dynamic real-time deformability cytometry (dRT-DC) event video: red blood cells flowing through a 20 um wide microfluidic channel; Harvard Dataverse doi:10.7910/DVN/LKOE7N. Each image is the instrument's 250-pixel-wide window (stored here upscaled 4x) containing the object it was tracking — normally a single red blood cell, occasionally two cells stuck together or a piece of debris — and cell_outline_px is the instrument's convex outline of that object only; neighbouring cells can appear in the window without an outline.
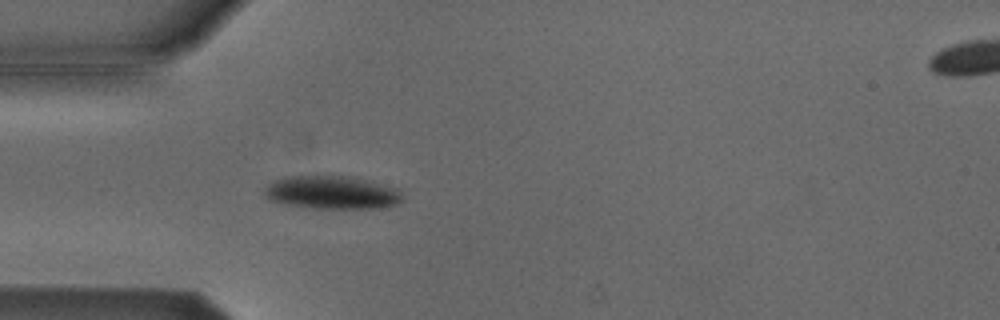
{"species": "Egyptian fruit bat (a non-hibernating species)", "species_latin": "Rousettus aegyptiacus", "temperature_condition": "cold", "stored_images_in_passage": 6, "camera_frame_rate_fps": 3000, "um_per_image_px": 0.085, "animal": {"sex": "male"}, "frame": {"image": 1, "passage_image": 5, "time_ms": 1.333, "image_size_px": [1000, 320], "cell_outline_px": [[404, 200], [396, 204], [376, 208], [308, 208], [268, 200], [264, 196], [264, 188], [268, 184], [284, 176], [348, 176], [400, 188], [404, 196]], "centroid_in_image_um": [28.23, 16.36], "position_along_channel_um": 56.8, "area_um2": 26.82}}